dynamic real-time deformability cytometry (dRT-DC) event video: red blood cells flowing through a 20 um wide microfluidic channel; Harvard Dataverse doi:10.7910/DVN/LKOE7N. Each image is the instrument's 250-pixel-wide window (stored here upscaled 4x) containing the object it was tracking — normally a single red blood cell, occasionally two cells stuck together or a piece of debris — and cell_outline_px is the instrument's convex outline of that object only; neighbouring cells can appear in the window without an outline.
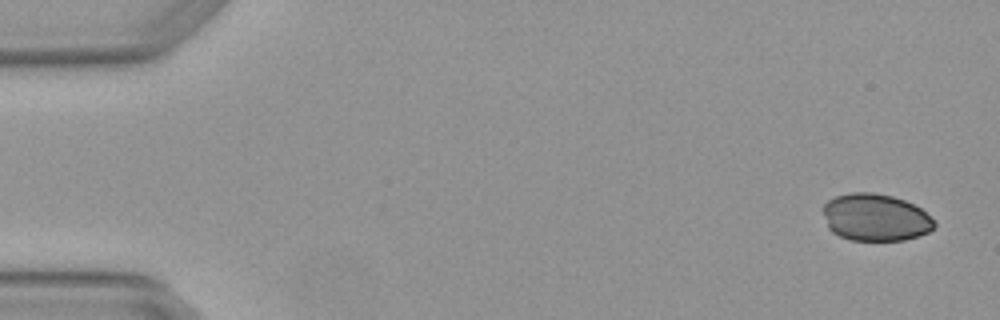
{"species": "Egyptian fruit bat (a non-hibernating species)", "species_latin": "Rousettus aegyptiacus", "temperature_condition": "warm", "stored_images_in_passage": 4, "camera_frame_rate_fps": 3000, "um_per_image_px": 0.085, "animal": {"sex": "female"}, "frame": {"image": 1, "passage_image": 1, "time_ms": 0.0, "image_size_px": [1000, 320], "cell_outline_px": [[936, 224], [928, 232], [904, 240], [852, 240], [840, 236], [832, 232], [828, 228], [824, 212], [824, 204], [828, 200], [836, 196], [852, 192], [872, 192], [892, 196], [904, 200], [920, 208], [936, 220]], "centroid_in_image_um": [74.42, 18.47], "position_along_channel_um": 10.6, "area_um2": 30.46}}
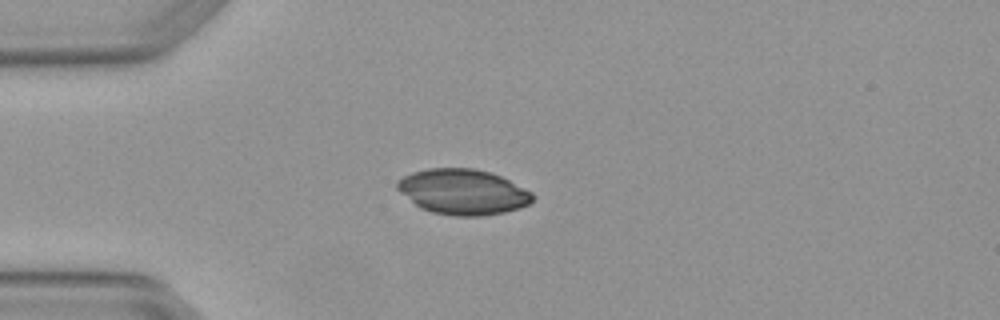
{"frame": {"image": 2, "passage_image": 4, "time_ms": 1.0, "image_size_px": [1000, 320], "cell_outline_px": [[536, 196], [528, 204], [520, 208], [504, 212], [484, 216], [452, 216], [432, 212], [420, 208], [400, 192], [396, 188], [396, 180], [412, 172], [428, 168], [476, 168], [492, 172], [532, 192]], "centroid_in_image_um": [39.34, 16.3], "position_along_channel_um": 45.7, "area_um2": 36.01}}